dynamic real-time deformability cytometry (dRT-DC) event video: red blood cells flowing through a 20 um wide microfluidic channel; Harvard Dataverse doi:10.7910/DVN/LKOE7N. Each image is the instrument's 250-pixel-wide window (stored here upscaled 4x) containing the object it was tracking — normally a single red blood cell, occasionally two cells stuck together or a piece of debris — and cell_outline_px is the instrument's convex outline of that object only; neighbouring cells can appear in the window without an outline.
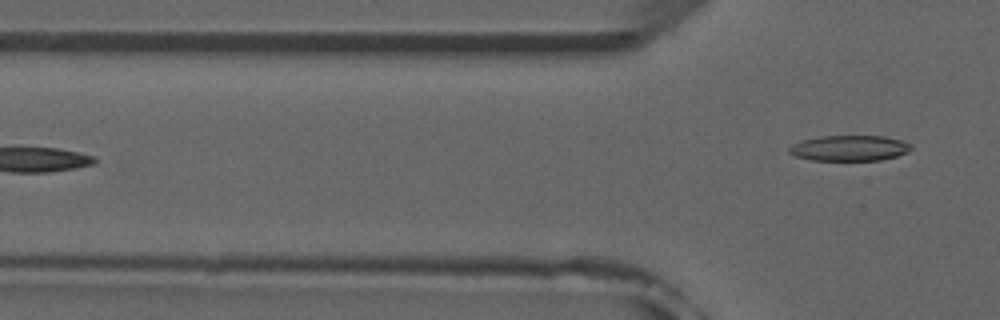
{"species": "common noctule bat (a hibernating species)", "species_latin": "Nyctalus noctula", "temperature_condition": "room temperature", "stored_images_in_passage": 6, "camera_frame_rate_fps": 3000, "um_per_image_px": 0.085, "animal": {"sex": "male", "forearm_length_mm": 52.5}, "frame": {"image": 1, "passage_image": 6, "time_ms": 6.0, "image_size_px": [1000, 320], "cell_outline_px": [[912, 148], [908, 152], [896, 156], [880, 160], [812, 160], [796, 156], [788, 152], [788, 148], [792, 144], [804, 140], [820, 136], [884, 136], [904, 140], [912, 144]], "centroid_in_image_um": [72.24, 12.58], "position_along_channel_um": 53.6, "area_um2": 18.21}}